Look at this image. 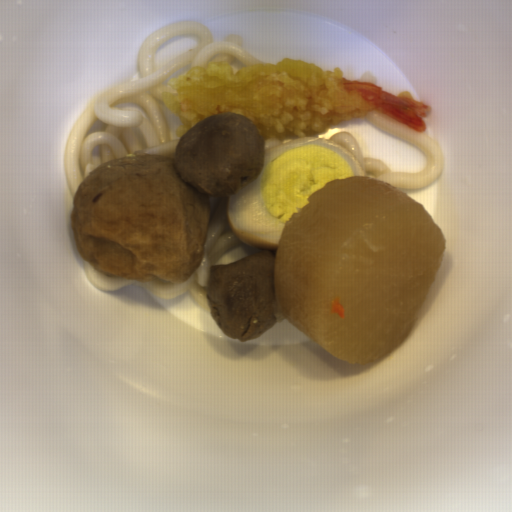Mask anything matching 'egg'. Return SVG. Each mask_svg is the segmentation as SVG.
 Masks as SVG:
<instances>
[{
	"label": "egg",
	"mask_w": 512,
	"mask_h": 512,
	"mask_svg": "<svg viewBox=\"0 0 512 512\" xmlns=\"http://www.w3.org/2000/svg\"><path fill=\"white\" fill-rule=\"evenodd\" d=\"M259 176L227 197L226 219L246 246L278 249L285 222L335 179L365 174L358 160L330 140L301 136L263 150Z\"/></svg>",
	"instance_id": "1"
}]
</instances>
